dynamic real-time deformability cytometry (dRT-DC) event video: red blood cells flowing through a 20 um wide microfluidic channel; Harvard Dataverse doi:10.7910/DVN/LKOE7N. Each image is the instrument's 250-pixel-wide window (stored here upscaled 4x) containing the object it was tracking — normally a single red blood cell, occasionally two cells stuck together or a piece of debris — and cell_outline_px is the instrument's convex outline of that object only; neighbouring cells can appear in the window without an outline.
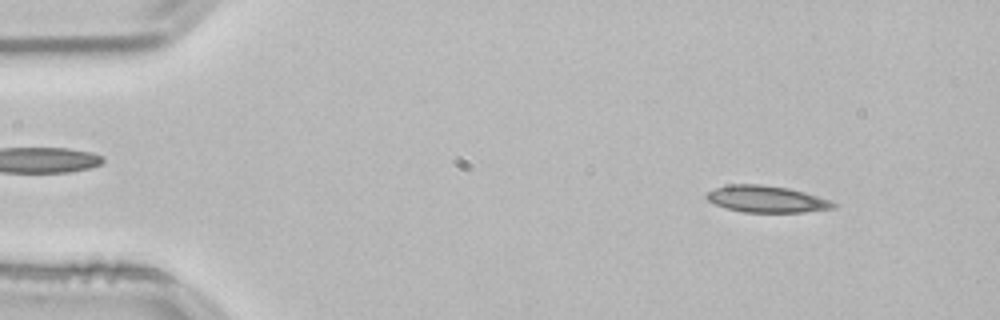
{"species": "common noctule bat (a hibernating species)", "species_latin": "Nyctalus noctula", "temperature_condition": "room temperature", "stored_images_in_passage": 52, "camera_frame_rate_fps": 3000, "um_per_image_px": 0.085, "animal": {"sex": "male", "body_mass_g": 21.5, "forearm_length_mm": 52.0}, "frame": {"image": 1, "passage_image": 5, "time_ms": 1.333, "image_size_px": [1000, 320], "cell_outline_px": [[840, 204], [836, 208], [804, 212], [740, 212], [716, 204], [708, 200], [704, 196], [708, 192], [716, 188], [728, 184], [764, 184], [788, 188], [804, 192]], "centroid_in_image_um": [65.17, 16.92], "position_along_channel_um": 19.8, "area_um2": 19.71}}
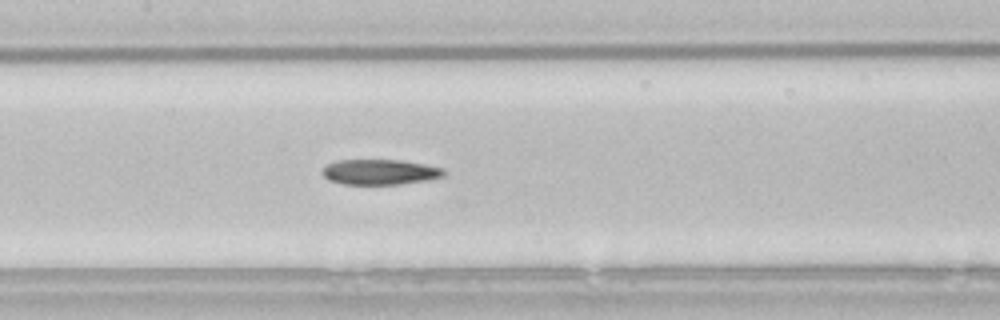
{"frame": {"image": 2, "passage_image": 24, "time_ms": 7.667, "image_size_px": [1000, 320], "cell_outline_px": [[448, 172], [444, 176], [428, 180], [400, 184], [344, 184], [328, 180], [320, 172], [324, 164], [336, 160], [400, 160], [424, 164], [444, 168]], "centroid_in_image_um": [32.28, 14.61], "position_along_channel_um": 175.1, "area_um2": 18.21}}
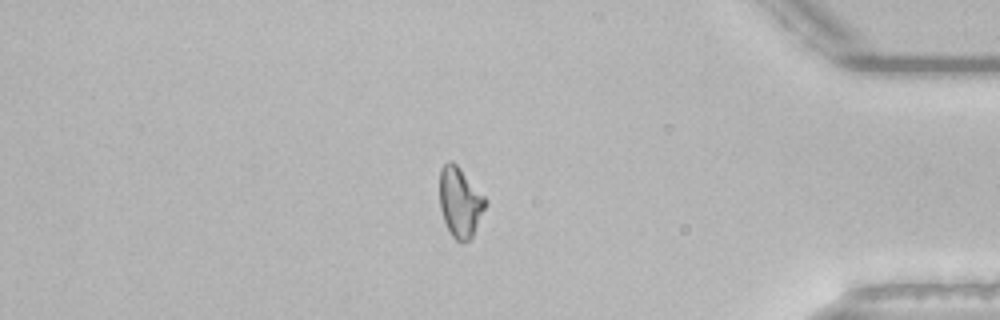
{"frame": {"image": 3, "passage_image": 44, "time_ms": 14.333, "image_size_px": [1000, 320], "cell_outline_px": [[484, 208], [472, 236], [464, 244], [460, 244], [452, 236], [444, 220], [440, 208], [440, 168], [448, 160], [452, 160], [460, 168], [484, 196]], "centroid_in_image_um": [39.06, 17.18], "position_along_channel_um": 396.1, "area_um2": 18.26}, "authors_computed_cell_mechanics": {"area_um2": 19.1318, "velocity_mm_per_s": 3.8161, "shape_relaxation_time_tau1_ms": 9.0646, "shape_relaxation_time_tau2_ms": null, "deformation_change_tau1": 0.192, "deformation_change_tau2": null}}